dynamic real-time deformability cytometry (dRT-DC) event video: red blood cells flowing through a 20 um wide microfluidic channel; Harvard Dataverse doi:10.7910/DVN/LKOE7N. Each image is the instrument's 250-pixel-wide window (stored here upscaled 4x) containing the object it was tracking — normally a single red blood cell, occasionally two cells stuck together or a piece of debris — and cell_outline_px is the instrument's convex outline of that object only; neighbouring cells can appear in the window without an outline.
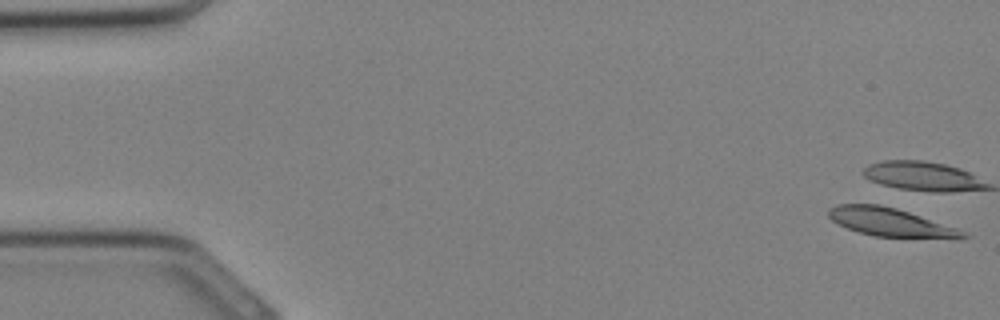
{"species": "Egyptian fruit bat (a non-hibernating species)", "species_latin": "Rousettus aegyptiacus", "temperature_condition": "cold", "stored_images_in_passage": 6, "camera_frame_rate_fps": 3000, "um_per_image_px": 0.085, "animal": {"sex": "female"}, "frame": {"image": 1, "passage_image": 1, "time_ms": 0.0, "image_size_px": [1000, 320], "cell_outline_px": [[972, 236], [960, 240], [956, 240], [876, 236], [860, 232], [848, 228], [832, 220], [828, 216], [828, 208], [836, 204], [880, 204], [896, 208], [956, 228]], "centroid_in_image_um": [75.76, 18.91], "position_along_channel_um": 9.2, "area_um2": 22.43}}